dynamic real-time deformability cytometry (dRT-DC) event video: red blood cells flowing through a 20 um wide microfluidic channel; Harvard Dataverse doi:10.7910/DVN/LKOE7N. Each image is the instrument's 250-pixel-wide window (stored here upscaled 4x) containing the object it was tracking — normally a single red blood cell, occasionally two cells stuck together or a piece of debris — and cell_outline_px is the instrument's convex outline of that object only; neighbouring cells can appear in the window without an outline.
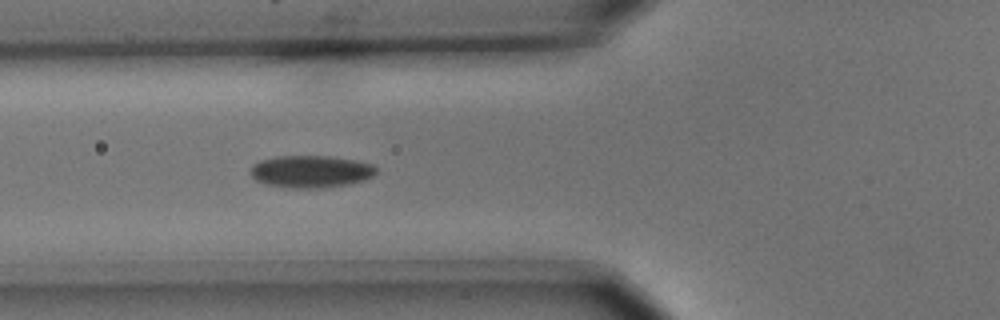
{"species": "common noctule bat (a hibernating species)", "species_latin": "Nyctalus noctula", "temperature_condition": "cold", "stored_images_in_passage": 3, "segment_of_instrument_passage": [1, 2], "camera_frame_rate_fps": 3000, "um_per_image_px": 0.085, "animal": {"sex": "male", "body_mass_g": 15.6}, "frame": {"image": 1, "passage_image": 2, "time_ms": 0.333, "image_size_px": [1000, 320], "cell_outline_px": [[376, 172], [372, 176], [364, 180], [348, 184], [320, 188], [292, 188], [264, 184], [256, 180], [252, 176], [252, 164], [260, 160], [276, 156], [332, 156], [356, 160], [372, 164], [376, 168]], "centroid_in_image_um": [26.42, 14.57], "position_along_channel_um": 99.4, "area_um2": 23.64}}